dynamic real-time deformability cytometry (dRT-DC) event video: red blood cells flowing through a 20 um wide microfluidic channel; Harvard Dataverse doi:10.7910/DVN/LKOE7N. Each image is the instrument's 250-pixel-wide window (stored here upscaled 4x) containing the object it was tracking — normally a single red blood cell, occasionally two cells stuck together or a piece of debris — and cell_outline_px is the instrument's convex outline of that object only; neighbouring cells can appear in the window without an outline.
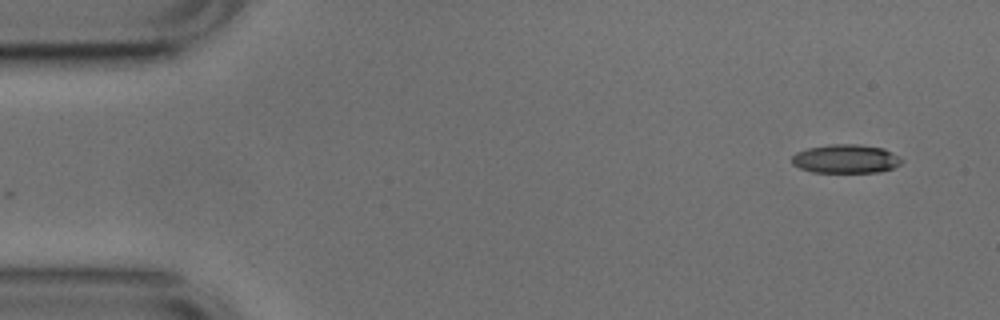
{"species": "common noctule bat (a hibernating species)", "species_latin": "Nyctalus noctula", "temperature_condition": "cold", "stored_images_in_passage": 50, "camera_frame_rate_fps": 3000, "um_per_image_px": 0.085, "animal": {"sex": "male", "body_mass_g": 17.9, "forearm_length_mm": 54.2}, "frame": {"image": 1, "passage_image": 1, "time_ms": 0.0, "image_size_px": [1000, 320], "cell_outline_px": [[904, 160], [900, 164], [892, 168], [880, 172], [812, 172], [800, 168], [792, 164], [792, 156], [796, 152], [808, 148], [832, 144], [856, 144], [884, 148]], "centroid_in_image_um": [71.88, 13.5], "position_along_channel_um": 13.1, "area_um2": 18.32}}
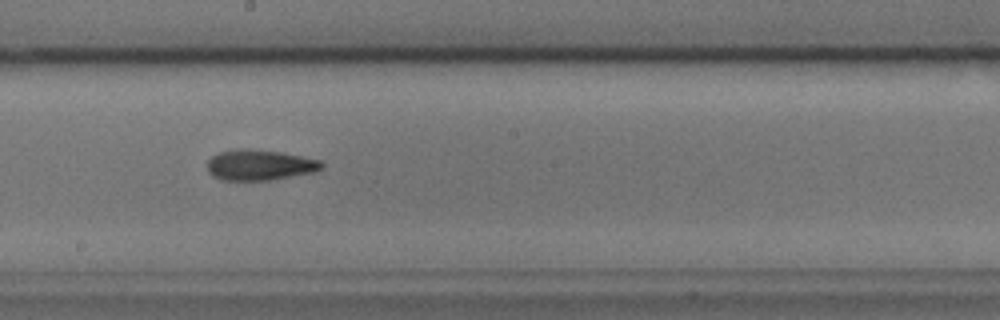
{"frame": {"image": 2, "passage_image": 26, "time_ms": 8.333, "image_size_px": [1000, 320], "cell_outline_px": [[324, 168], [316, 172], [272, 180], [220, 180], [212, 176], [208, 172], [208, 160], [212, 156], [220, 152], [240, 148], [248, 148], [280, 152], [324, 160]], "centroid_in_image_um": [22.13, 14.03], "position_along_channel_um": 226.1, "area_um2": 20.75}}
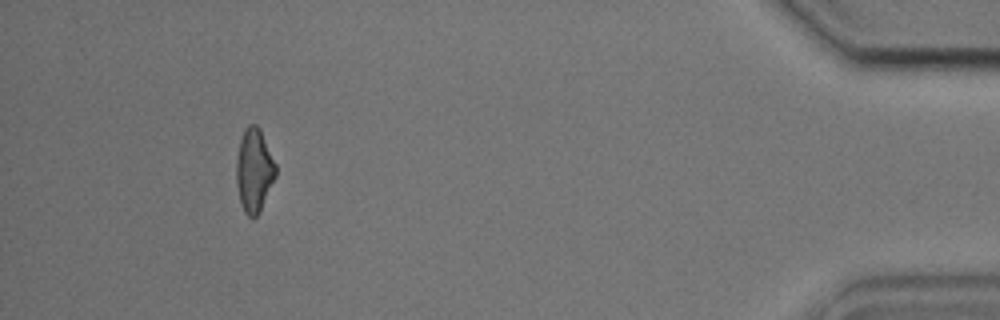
{"frame": {"image": 3, "passage_image": 46, "time_ms": 15.0, "image_size_px": [1000, 320], "cell_outline_px": [[276, 176], [260, 212], [256, 216], [248, 216], [244, 212], [240, 200], [236, 184], [236, 160], [240, 140], [244, 128], [248, 124], [256, 124], [260, 128], [276, 164]], "centroid_in_image_um": [21.6, 14.45], "position_along_channel_um": 413.6, "area_um2": 19.25}, "authors_computed_cell_mechanics": {"area_um2": 19.3052, "velocity_mm_per_s": 3.7873, "shape_relaxation_time_tau1_ms": 8.0414, "shape_relaxation_time_tau2_ms": 7.5898, "deformation_change_tau1": 0.1682, "deformation_change_tau2": 0.2056}}